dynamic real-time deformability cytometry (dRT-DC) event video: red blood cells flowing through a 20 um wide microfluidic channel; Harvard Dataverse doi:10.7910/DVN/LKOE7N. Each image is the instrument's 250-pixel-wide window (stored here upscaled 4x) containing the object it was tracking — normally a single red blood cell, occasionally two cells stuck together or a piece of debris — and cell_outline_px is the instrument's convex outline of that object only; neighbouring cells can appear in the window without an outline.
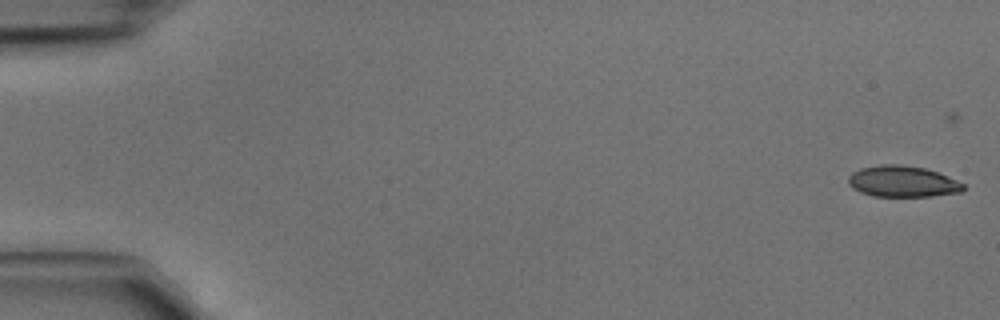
{"species": "common noctule bat (a hibernating species)", "species_latin": "Nyctalus noctula", "temperature_condition": "cold", "stored_images_in_passage": 40, "camera_frame_rate_fps": 3000, "um_per_image_px": 0.085, "animal": {"sex": "male", "body_mass_g": 15.6}, "frame": {"image": 1, "passage_image": 2, "time_ms": 0.333, "image_size_px": [1000, 320], "cell_outline_px": [[964, 192], [932, 196], [872, 196], [860, 192], [852, 188], [848, 184], [848, 176], [852, 172], [860, 168], [880, 164], [900, 164], [924, 168], [948, 176], [964, 184]], "centroid_in_image_um": [76.7, 15.42], "position_along_channel_um": 8.3, "area_um2": 21.04}}
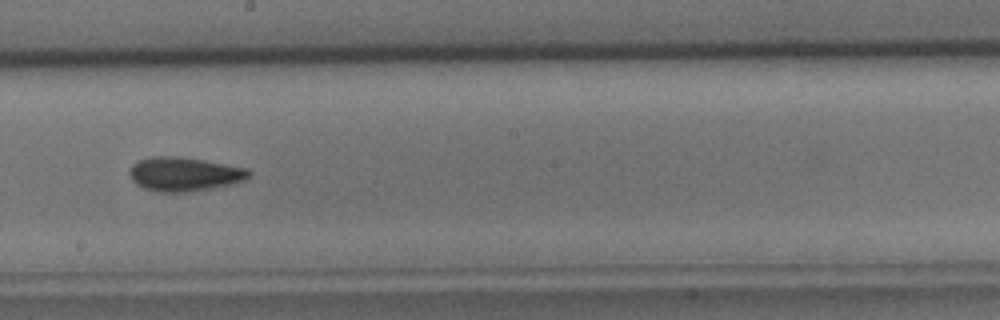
{"frame": {"image": 2, "passage_image": 27, "time_ms": 8.667, "image_size_px": [1000, 320], "cell_outline_px": [[252, 176], [244, 180], [232, 184], [184, 192], [160, 192], [144, 188], [136, 184], [132, 180], [128, 172], [128, 168], [132, 164], [140, 160], [152, 156], [176, 156], [204, 160], [248, 168], [252, 172]], "centroid_in_image_um": [15.66, 14.79], "position_along_channel_um": 232.5, "area_um2": 23.7}}
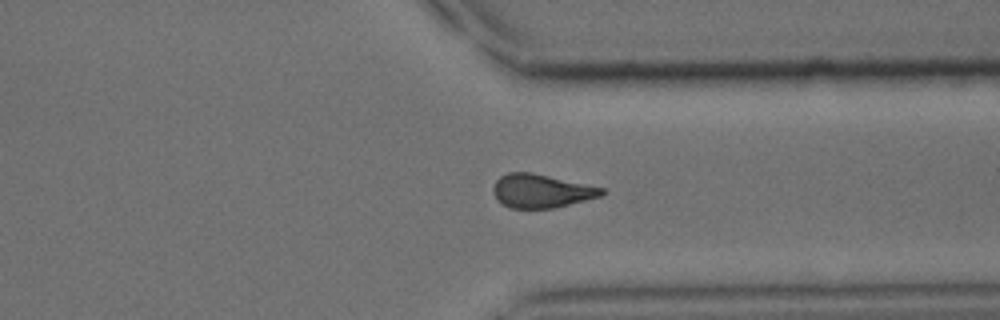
{"frame": {"image": 3, "passage_image": 36, "time_ms": 11.667, "image_size_px": [1000, 320], "cell_outline_px": [[604, 192], [600, 196], [556, 208], [508, 208], [496, 200], [492, 192], [492, 188], [496, 180], [500, 176], [508, 172], [528, 172], [548, 176], [604, 188]], "centroid_in_image_um": [45.94, 16.24], "position_along_channel_um": 365.5, "area_um2": 21.15}}